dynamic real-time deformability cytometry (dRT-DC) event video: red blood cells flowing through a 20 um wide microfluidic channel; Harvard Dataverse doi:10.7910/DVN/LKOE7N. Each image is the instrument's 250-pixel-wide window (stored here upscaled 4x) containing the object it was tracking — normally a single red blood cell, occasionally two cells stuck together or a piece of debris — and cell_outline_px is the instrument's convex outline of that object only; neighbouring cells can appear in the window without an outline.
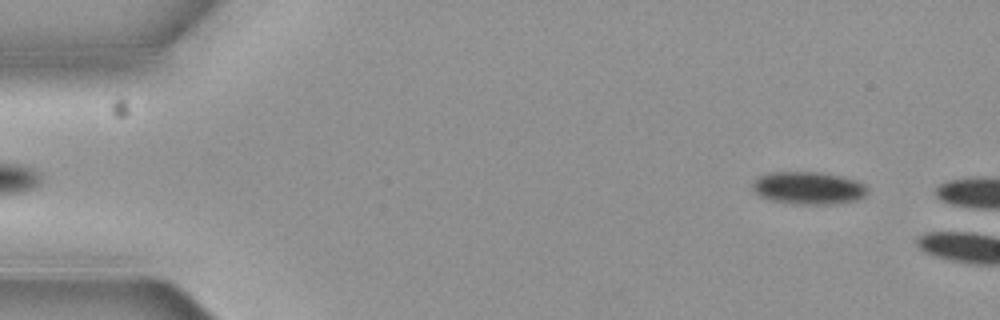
{"species": "common noctule bat (a hibernating species)", "species_latin": "Nyctalus noctula", "temperature_condition": "cold", "stored_images_in_passage": 2, "camera_frame_rate_fps": 3000, "um_per_image_px": 0.085, "animal": {"sex": "female", "body_mass_g": 19.3, "forearm_length_mm": 54.1}, "frame": {"image": 1, "passage_image": 1, "time_ms": 0.0, "image_size_px": [1000, 320], "cell_outline_px": [[868, 192], [864, 196], [856, 200], [832, 204], [792, 204], [772, 200], [760, 196], [752, 188], [752, 180], [756, 176], [768, 172], [820, 172], [844, 176], [856, 180], [864, 184], [868, 188]], "centroid_in_image_um": [68.7, 15.96], "position_along_channel_um": 16.3, "area_um2": 22.14}}